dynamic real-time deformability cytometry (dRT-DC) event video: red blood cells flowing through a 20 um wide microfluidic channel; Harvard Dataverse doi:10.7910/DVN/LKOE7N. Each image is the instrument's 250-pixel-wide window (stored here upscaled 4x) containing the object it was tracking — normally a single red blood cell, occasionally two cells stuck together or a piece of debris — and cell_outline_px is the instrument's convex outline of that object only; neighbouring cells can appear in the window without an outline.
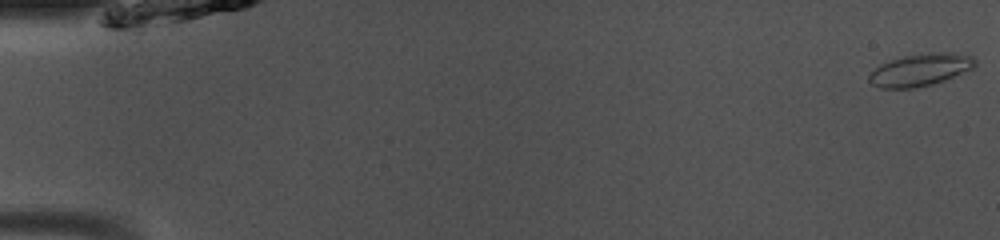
{"species": "common noctule bat (a hibernating species)", "species_latin": "Nyctalus noctula", "temperature_condition": "room temperature", "stored_images_in_passage": 49, "camera_frame_rate_fps": 3000, "um_per_image_px": 0.085, "animal": {"sex": "male", "body_mass_g": 13.0, "forearm_length_mm": 53.1}, "frame": {"image": 1, "passage_image": 1, "time_ms": 0.0, "image_size_px": [1000, 240], "cell_outline_px": [[976, 64], [972, 68], [932, 84], [916, 88], [880, 88], [872, 84], [868, 80], [868, 76], [880, 64], [904, 56], [936, 52], [948, 52], [972, 56], [976, 60]], "centroid_in_image_um": [78.2, 5.94], "position_along_channel_um": 6.8, "area_um2": 19.54}}
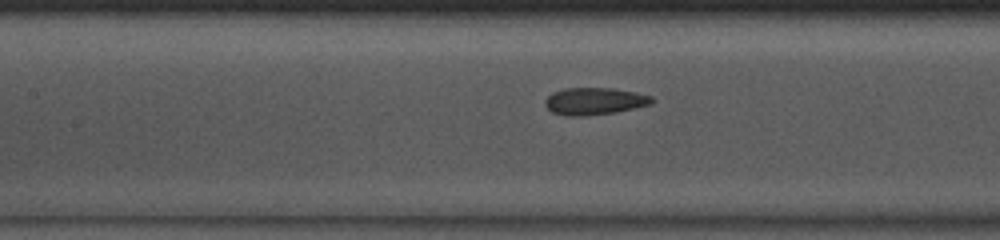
{"frame": {"image": 2, "passage_image": 23, "time_ms": 7.333, "image_size_px": [1000, 240], "cell_outline_px": [[656, 100], [652, 104], [616, 112], [580, 116], [564, 116], [552, 112], [544, 104], [544, 100], [552, 92], [564, 88], [616, 88], [636, 92], [652, 96]], "centroid_in_image_um": [50.54, 8.59], "position_along_channel_um": 156.9, "area_um2": 17.11}}
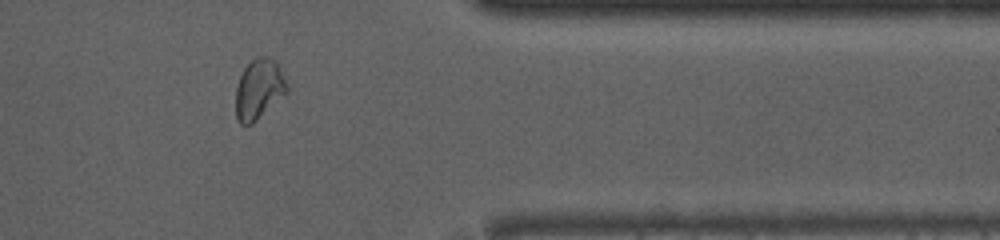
{"frame": {"image": 3, "passage_image": 41, "time_ms": 13.333, "image_size_px": [1000, 240], "cell_outline_px": [[288, 92], [252, 124], [240, 124], [236, 120], [236, 88], [240, 76], [244, 68], [256, 56], [264, 56], [276, 60], [288, 84]], "centroid_in_image_um": [22.02, 7.57], "position_along_channel_um": 389.4, "area_um2": 18.03}, "authors_computed_cell_mechanics": {"area_um2": 17.5134, "velocity_mm_per_s": 4.103, "shape_relaxation_time_tau1_ms": 7.2115, "shape_relaxation_time_tau2_ms": 1.2198, "deformation_change_tau1": 0.1195, "deformation_change_tau2": 0.0642}}